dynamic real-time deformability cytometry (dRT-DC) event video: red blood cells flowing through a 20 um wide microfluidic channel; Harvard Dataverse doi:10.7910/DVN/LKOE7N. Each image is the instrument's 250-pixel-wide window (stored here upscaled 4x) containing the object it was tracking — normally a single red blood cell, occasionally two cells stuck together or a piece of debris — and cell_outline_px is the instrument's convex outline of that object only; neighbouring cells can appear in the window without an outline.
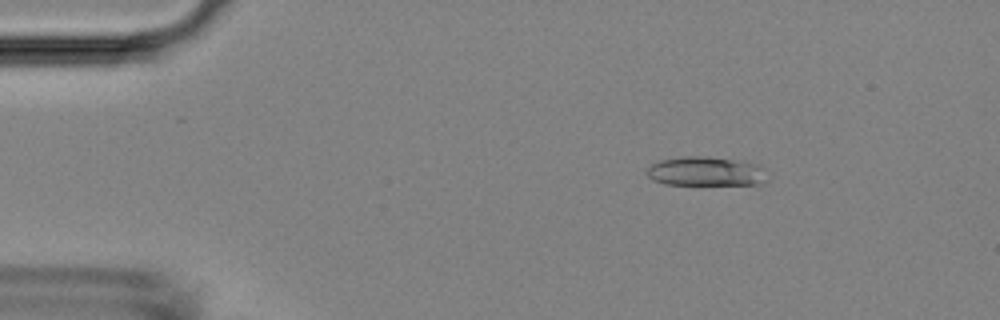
{"species": "Egyptian fruit bat (a non-hibernating species)", "species_latin": "Rousettus aegyptiacus", "temperature_condition": "room temperature", "stored_images_in_passage": 5, "camera_frame_rate_fps": 3000, "um_per_image_px": 0.085, "animal": {"sex": "female"}, "frame": {"image": 1, "passage_image": 3, "time_ms": 2.333, "image_size_px": [1000, 320], "cell_outline_px": [[768, 180], [760, 184], [664, 184], [652, 180], [644, 172], [652, 164], [660, 160], [684, 156], [708, 156], [760, 164], [764, 168]], "centroid_in_image_um": [60.0, 14.56], "position_along_channel_um": 25.0, "area_um2": 20.63}}
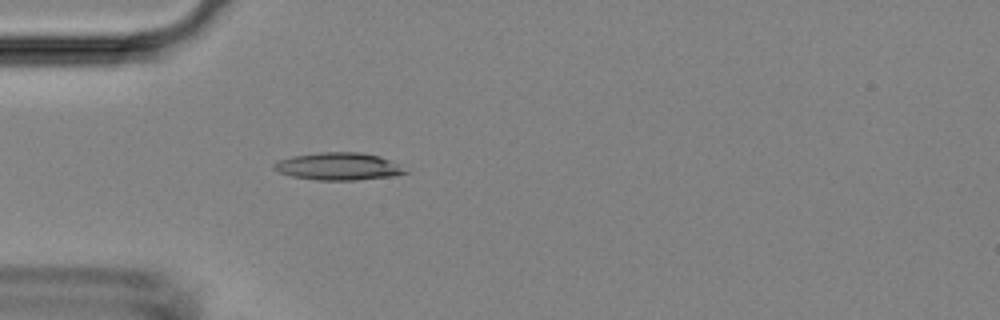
{"frame": {"image": 2, "passage_image": 5, "time_ms": 4.667, "image_size_px": [1000, 320], "cell_outline_px": [[408, 172], [396, 176], [356, 180], [316, 180], [292, 176], [280, 172], [272, 168], [272, 164], [280, 160], [292, 156], [320, 152], [360, 152], [380, 156], [396, 164]], "centroid_in_image_um": [28.74, 14.14], "position_along_channel_um": 56.3, "area_um2": 20.87}}